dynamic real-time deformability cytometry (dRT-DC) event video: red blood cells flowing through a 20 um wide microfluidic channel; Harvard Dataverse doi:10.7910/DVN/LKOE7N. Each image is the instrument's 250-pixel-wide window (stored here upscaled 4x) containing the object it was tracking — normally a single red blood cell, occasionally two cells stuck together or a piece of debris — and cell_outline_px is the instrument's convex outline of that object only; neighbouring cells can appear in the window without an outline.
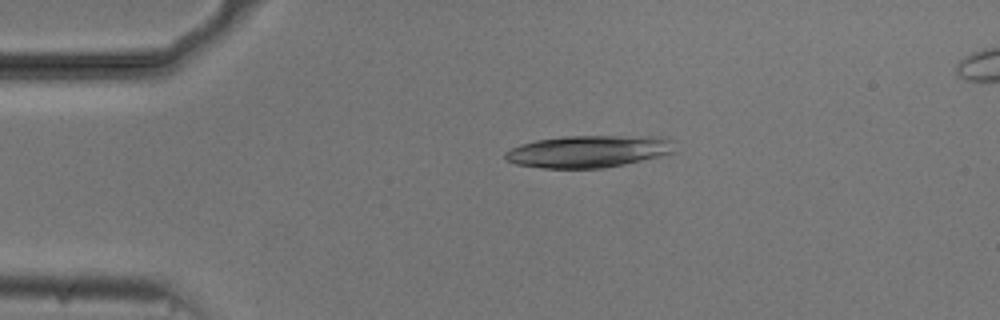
{"species": "common noctule bat (a hibernating species)", "species_latin": "Nyctalus noctula", "temperature_condition": "cold", "stored_images_in_passage": 52, "camera_frame_rate_fps": 3000, "um_per_image_px": 0.085, "animal": {"sex": "male", "body_mass_g": 20.5, "forearm_length_mm": 52.5}, "frame": {"image": 1, "passage_image": 10, "time_ms": 3.0, "image_size_px": [1000, 320], "cell_outline_px": [[676, 152], [660, 156], [624, 164], [604, 168], [544, 168], [516, 164], [504, 160], [504, 152], [520, 144], [536, 140], [564, 136], [668, 136], [676, 140]], "centroid_in_image_um": [50.1, 12.85], "position_along_channel_um": 34.9, "area_um2": 32.25}}